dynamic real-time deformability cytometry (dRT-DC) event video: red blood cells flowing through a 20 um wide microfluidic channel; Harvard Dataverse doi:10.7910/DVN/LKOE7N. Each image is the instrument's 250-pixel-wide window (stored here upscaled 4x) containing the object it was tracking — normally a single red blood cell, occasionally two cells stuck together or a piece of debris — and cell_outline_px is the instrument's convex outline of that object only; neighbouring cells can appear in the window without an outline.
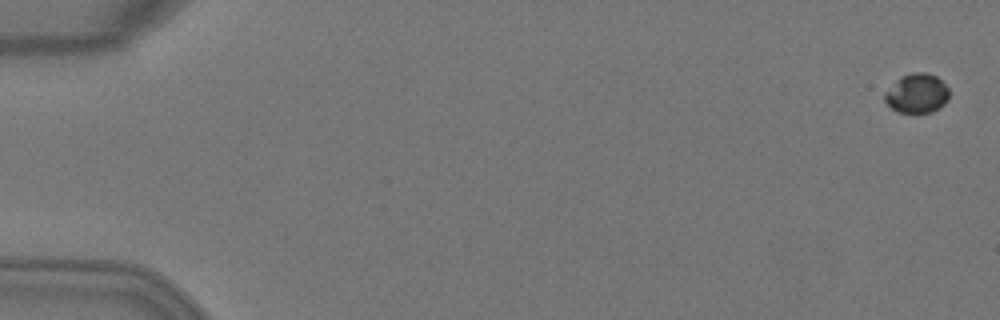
{"species": "Egyptian fruit bat (a non-hibernating species)", "species_latin": "Rousettus aegyptiacus", "temperature_condition": "warm", "stored_images_in_passage": 51, "camera_frame_rate_fps": 3000, "um_per_image_px": 0.085, "animal": {"sex": "female"}, "frame": {"image": 1, "passage_image": 1, "time_ms": 0.0, "image_size_px": [1000, 320], "cell_outline_px": [[948, 100], [940, 108], [932, 112], [896, 112], [884, 100], [884, 92], [900, 76], [912, 72], [928, 72], [936, 76], [948, 88]], "centroid_in_image_um": [77.92, 7.92], "position_along_channel_um": 7.1, "area_um2": 14.85}}
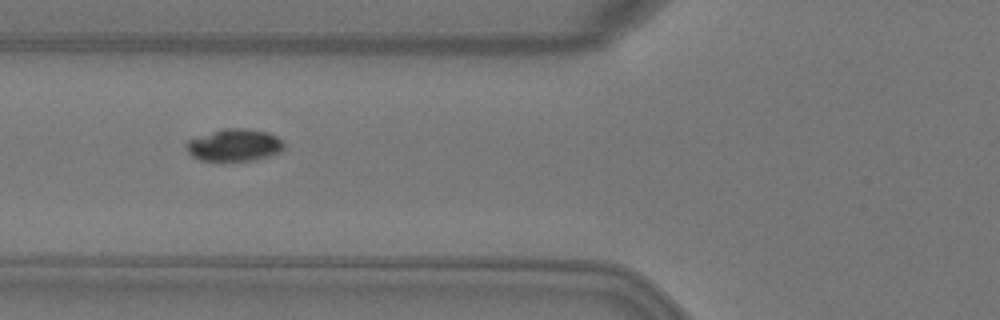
{"frame": {"image": 2, "passage_image": 20, "time_ms": 6.333, "image_size_px": [1000, 320], "cell_outline_px": [[284, 148], [280, 152], [256, 160], [224, 164], [200, 160], [192, 156], [188, 152], [188, 140], [224, 128], [248, 128], [268, 132], [284, 140]], "centroid_in_image_um": [19.96, 12.38], "position_along_channel_um": 105.8, "area_um2": 18.96}}
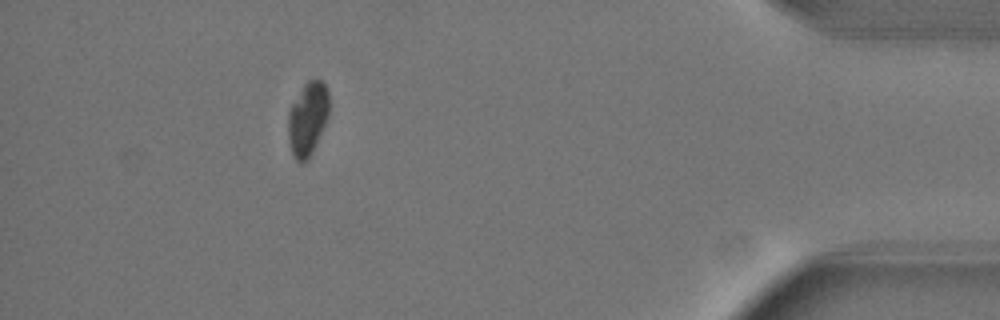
{"frame": {"image": 3, "passage_image": 46, "time_ms": 15.0, "image_size_px": [1000, 320], "cell_outline_px": [[328, 116], [312, 152], [308, 160], [300, 164], [292, 156], [288, 140], [288, 112], [292, 104], [304, 84], [308, 80], [320, 80], [324, 84], [328, 92]], "centroid_in_image_um": [26.12, 10.13], "position_along_channel_um": 409.1, "area_um2": 17.4}}